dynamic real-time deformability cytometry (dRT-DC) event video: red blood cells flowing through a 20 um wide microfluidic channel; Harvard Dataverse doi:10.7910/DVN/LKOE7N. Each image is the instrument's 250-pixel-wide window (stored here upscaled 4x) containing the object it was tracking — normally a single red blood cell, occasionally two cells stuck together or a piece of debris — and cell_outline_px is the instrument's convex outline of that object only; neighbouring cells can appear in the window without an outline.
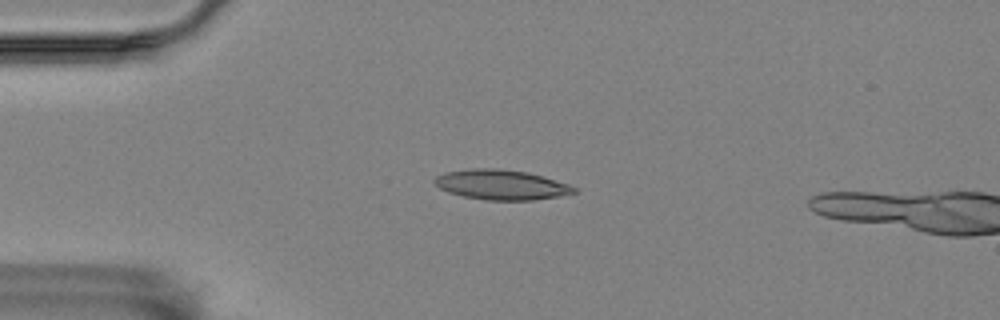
{"species": "Egyptian fruit bat (a non-hibernating species)", "species_latin": "Rousettus aegyptiacus", "temperature_condition": "room temperature", "stored_images_in_passage": 4, "camera_frame_rate_fps": 3000, "um_per_image_px": 0.085, "animal": {"sex": "female"}, "frame": {"image": 1, "passage_image": 3, "time_ms": 0.667, "image_size_px": [1000, 320], "cell_outline_px": [[576, 192], [556, 196], [532, 200], [488, 200], [464, 196], [448, 192], [440, 188], [432, 180], [436, 176], [444, 172], [472, 168], [496, 168], [528, 172], [568, 184], [576, 188]], "centroid_in_image_um": [42.56, 15.69], "position_along_channel_um": 42.4, "area_um2": 24.1}}